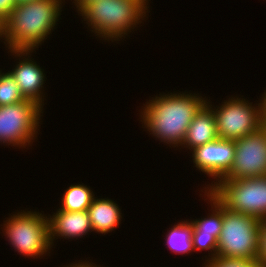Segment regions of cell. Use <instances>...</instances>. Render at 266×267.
<instances>
[{"instance_id":"obj_21","label":"cell","mask_w":266,"mask_h":267,"mask_svg":"<svg viewBox=\"0 0 266 267\" xmlns=\"http://www.w3.org/2000/svg\"><path fill=\"white\" fill-rule=\"evenodd\" d=\"M16 5L15 0H0V19L4 21Z\"/></svg>"},{"instance_id":"obj_5","label":"cell","mask_w":266,"mask_h":267,"mask_svg":"<svg viewBox=\"0 0 266 267\" xmlns=\"http://www.w3.org/2000/svg\"><path fill=\"white\" fill-rule=\"evenodd\" d=\"M261 221L223 206V224L217 240V255L257 261Z\"/></svg>"},{"instance_id":"obj_9","label":"cell","mask_w":266,"mask_h":267,"mask_svg":"<svg viewBox=\"0 0 266 267\" xmlns=\"http://www.w3.org/2000/svg\"><path fill=\"white\" fill-rule=\"evenodd\" d=\"M235 141V156L229 171L220 179L237 180L266 176V128L260 127Z\"/></svg>"},{"instance_id":"obj_18","label":"cell","mask_w":266,"mask_h":267,"mask_svg":"<svg viewBox=\"0 0 266 267\" xmlns=\"http://www.w3.org/2000/svg\"><path fill=\"white\" fill-rule=\"evenodd\" d=\"M0 70V106L20 103L25 100L19 86L12 75L7 71Z\"/></svg>"},{"instance_id":"obj_22","label":"cell","mask_w":266,"mask_h":267,"mask_svg":"<svg viewBox=\"0 0 266 267\" xmlns=\"http://www.w3.org/2000/svg\"><path fill=\"white\" fill-rule=\"evenodd\" d=\"M90 261V262H89ZM93 260H75L73 263H68L67 265H63L62 267H103L101 265L96 264V262H92ZM60 267V266H59ZM105 267V266H104Z\"/></svg>"},{"instance_id":"obj_13","label":"cell","mask_w":266,"mask_h":267,"mask_svg":"<svg viewBox=\"0 0 266 267\" xmlns=\"http://www.w3.org/2000/svg\"><path fill=\"white\" fill-rule=\"evenodd\" d=\"M53 214H48L49 239L52 248H55L56 240L59 238L68 241L79 240L93 232L88 211L68 212L56 209Z\"/></svg>"},{"instance_id":"obj_6","label":"cell","mask_w":266,"mask_h":267,"mask_svg":"<svg viewBox=\"0 0 266 267\" xmlns=\"http://www.w3.org/2000/svg\"><path fill=\"white\" fill-rule=\"evenodd\" d=\"M208 191L229 210L266 219V176L219 179Z\"/></svg>"},{"instance_id":"obj_16","label":"cell","mask_w":266,"mask_h":267,"mask_svg":"<svg viewBox=\"0 0 266 267\" xmlns=\"http://www.w3.org/2000/svg\"><path fill=\"white\" fill-rule=\"evenodd\" d=\"M182 220V221H181ZM180 222L167 229L165 235V246L171 250L172 253L182 254L186 256L195 253L192 241V233L194 230L193 223L189 219H181ZM191 253V254H190Z\"/></svg>"},{"instance_id":"obj_26","label":"cell","mask_w":266,"mask_h":267,"mask_svg":"<svg viewBox=\"0 0 266 267\" xmlns=\"http://www.w3.org/2000/svg\"><path fill=\"white\" fill-rule=\"evenodd\" d=\"M249 267H266V264L254 261Z\"/></svg>"},{"instance_id":"obj_24","label":"cell","mask_w":266,"mask_h":267,"mask_svg":"<svg viewBox=\"0 0 266 267\" xmlns=\"http://www.w3.org/2000/svg\"><path fill=\"white\" fill-rule=\"evenodd\" d=\"M262 96V97H261ZM259 96L261 98L262 123H266V90Z\"/></svg>"},{"instance_id":"obj_14","label":"cell","mask_w":266,"mask_h":267,"mask_svg":"<svg viewBox=\"0 0 266 267\" xmlns=\"http://www.w3.org/2000/svg\"><path fill=\"white\" fill-rule=\"evenodd\" d=\"M219 139L213 110L205 103L188 127L182 147L189 153L195 148Z\"/></svg>"},{"instance_id":"obj_17","label":"cell","mask_w":266,"mask_h":267,"mask_svg":"<svg viewBox=\"0 0 266 267\" xmlns=\"http://www.w3.org/2000/svg\"><path fill=\"white\" fill-rule=\"evenodd\" d=\"M94 193L90 186L84 183L71 184L64 189L58 208L68 212L87 211L95 197Z\"/></svg>"},{"instance_id":"obj_3","label":"cell","mask_w":266,"mask_h":267,"mask_svg":"<svg viewBox=\"0 0 266 267\" xmlns=\"http://www.w3.org/2000/svg\"><path fill=\"white\" fill-rule=\"evenodd\" d=\"M148 14L149 12L134 0H95L87 3L78 12V15L82 16V23L85 21L84 24L91 34L108 44L110 41H116L118 44L119 41H124L126 36L130 37L128 34L144 26L141 23L147 22L145 20L148 19Z\"/></svg>"},{"instance_id":"obj_25","label":"cell","mask_w":266,"mask_h":267,"mask_svg":"<svg viewBox=\"0 0 266 267\" xmlns=\"http://www.w3.org/2000/svg\"><path fill=\"white\" fill-rule=\"evenodd\" d=\"M134 1H138L148 12H150V1L151 0H134Z\"/></svg>"},{"instance_id":"obj_7","label":"cell","mask_w":266,"mask_h":267,"mask_svg":"<svg viewBox=\"0 0 266 267\" xmlns=\"http://www.w3.org/2000/svg\"><path fill=\"white\" fill-rule=\"evenodd\" d=\"M240 96H227L216 106L207 97L206 104L213 110L219 139H240L263 126L261 99L257 97L259 100L254 104Z\"/></svg>"},{"instance_id":"obj_19","label":"cell","mask_w":266,"mask_h":267,"mask_svg":"<svg viewBox=\"0 0 266 267\" xmlns=\"http://www.w3.org/2000/svg\"><path fill=\"white\" fill-rule=\"evenodd\" d=\"M254 261L243 258H233L225 256H216L206 263H202V267H249Z\"/></svg>"},{"instance_id":"obj_4","label":"cell","mask_w":266,"mask_h":267,"mask_svg":"<svg viewBox=\"0 0 266 267\" xmlns=\"http://www.w3.org/2000/svg\"><path fill=\"white\" fill-rule=\"evenodd\" d=\"M34 210L25 208L9 214L0 225V233L22 257L42 259L46 255L51 256L53 251L49 239V223L44 211Z\"/></svg>"},{"instance_id":"obj_27","label":"cell","mask_w":266,"mask_h":267,"mask_svg":"<svg viewBox=\"0 0 266 267\" xmlns=\"http://www.w3.org/2000/svg\"><path fill=\"white\" fill-rule=\"evenodd\" d=\"M3 35V21L0 19V41L2 42Z\"/></svg>"},{"instance_id":"obj_12","label":"cell","mask_w":266,"mask_h":267,"mask_svg":"<svg viewBox=\"0 0 266 267\" xmlns=\"http://www.w3.org/2000/svg\"><path fill=\"white\" fill-rule=\"evenodd\" d=\"M200 192L202 193L199 195L200 198L210 204L211 212L205 217L190 220L194 227L192 233L194 250L196 253L208 251V255H204L205 259L202 257L203 262L206 263L217 255V240L223 224V205L208 190H200Z\"/></svg>"},{"instance_id":"obj_23","label":"cell","mask_w":266,"mask_h":267,"mask_svg":"<svg viewBox=\"0 0 266 267\" xmlns=\"http://www.w3.org/2000/svg\"><path fill=\"white\" fill-rule=\"evenodd\" d=\"M68 1V0H66ZM72 2V5L74 7V10L76 9L75 12H79L87 3H90L95 0H70ZM76 7V8H75Z\"/></svg>"},{"instance_id":"obj_28","label":"cell","mask_w":266,"mask_h":267,"mask_svg":"<svg viewBox=\"0 0 266 267\" xmlns=\"http://www.w3.org/2000/svg\"><path fill=\"white\" fill-rule=\"evenodd\" d=\"M17 4L23 3V2H30L34 0H15Z\"/></svg>"},{"instance_id":"obj_15","label":"cell","mask_w":266,"mask_h":267,"mask_svg":"<svg viewBox=\"0 0 266 267\" xmlns=\"http://www.w3.org/2000/svg\"><path fill=\"white\" fill-rule=\"evenodd\" d=\"M120 208L114 199L95 196L87 210L93 232L105 235L119 228L123 220Z\"/></svg>"},{"instance_id":"obj_2","label":"cell","mask_w":266,"mask_h":267,"mask_svg":"<svg viewBox=\"0 0 266 267\" xmlns=\"http://www.w3.org/2000/svg\"><path fill=\"white\" fill-rule=\"evenodd\" d=\"M65 0H34L17 4L3 21L6 49L38 50L61 19Z\"/></svg>"},{"instance_id":"obj_11","label":"cell","mask_w":266,"mask_h":267,"mask_svg":"<svg viewBox=\"0 0 266 267\" xmlns=\"http://www.w3.org/2000/svg\"><path fill=\"white\" fill-rule=\"evenodd\" d=\"M189 155L193 161V167L201 174H206L211 183L206 184L200 190H208L220 178H222L232 166L235 156V141L217 139L192 150ZM210 177V178H209Z\"/></svg>"},{"instance_id":"obj_20","label":"cell","mask_w":266,"mask_h":267,"mask_svg":"<svg viewBox=\"0 0 266 267\" xmlns=\"http://www.w3.org/2000/svg\"><path fill=\"white\" fill-rule=\"evenodd\" d=\"M258 262L266 264V219L261 221Z\"/></svg>"},{"instance_id":"obj_1","label":"cell","mask_w":266,"mask_h":267,"mask_svg":"<svg viewBox=\"0 0 266 267\" xmlns=\"http://www.w3.org/2000/svg\"><path fill=\"white\" fill-rule=\"evenodd\" d=\"M178 92H159L155 97L150 96L137 113L143 131L175 150H181L189 125L207 100V96L191 90Z\"/></svg>"},{"instance_id":"obj_8","label":"cell","mask_w":266,"mask_h":267,"mask_svg":"<svg viewBox=\"0 0 266 267\" xmlns=\"http://www.w3.org/2000/svg\"><path fill=\"white\" fill-rule=\"evenodd\" d=\"M44 108L32 100L0 106V143L14 149H30L38 139ZM38 134V135H37ZM18 147V148H16Z\"/></svg>"},{"instance_id":"obj_10","label":"cell","mask_w":266,"mask_h":267,"mask_svg":"<svg viewBox=\"0 0 266 267\" xmlns=\"http://www.w3.org/2000/svg\"><path fill=\"white\" fill-rule=\"evenodd\" d=\"M14 59L15 65L8 72L15 79L20 92L25 99L32 100L42 108L46 104V92L44 85L47 77L44 68L32 58L36 50L29 49H6ZM33 53V54H32ZM14 56V57H13ZM32 56V57H31ZM36 61V62H35Z\"/></svg>"}]
</instances>
